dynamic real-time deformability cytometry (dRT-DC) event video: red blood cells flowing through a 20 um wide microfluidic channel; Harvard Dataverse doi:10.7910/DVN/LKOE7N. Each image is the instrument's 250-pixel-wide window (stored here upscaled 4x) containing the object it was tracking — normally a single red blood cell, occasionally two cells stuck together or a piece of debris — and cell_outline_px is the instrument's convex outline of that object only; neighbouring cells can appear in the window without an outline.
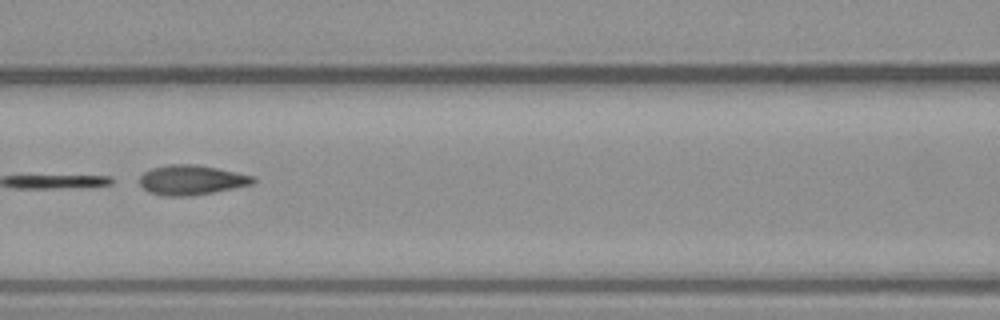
{"species": "common noctule bat (a hibernating species)", "species_latin": "Nyctalus noctula", "temperature_condition": "warm", "stored_images_in_passage": 6, "camera_frame_rate_fps": 3000, "um_per_image_px": 0.085, "animal": {"sex": "male", "body_mass_g": 23.1, "forearm_length_mm": 52.7}, "frame": {"image": 1, "passage_image": 3, "time_ms": 2.333, "image_size_px": [1000, 320], "cell_outline_px": [[256, 180], [252, 184], [212, 192], [188, 196], [168, 196], [148, 192], [140, 184], [140, 176], [144, 172], [152, 168], [168, 164], [196, 164], [256, 176]], "centroid_in_image_um": [16.27, 15.29], "position_along_channel_um": 150.3, "area_um2": 19.54}}
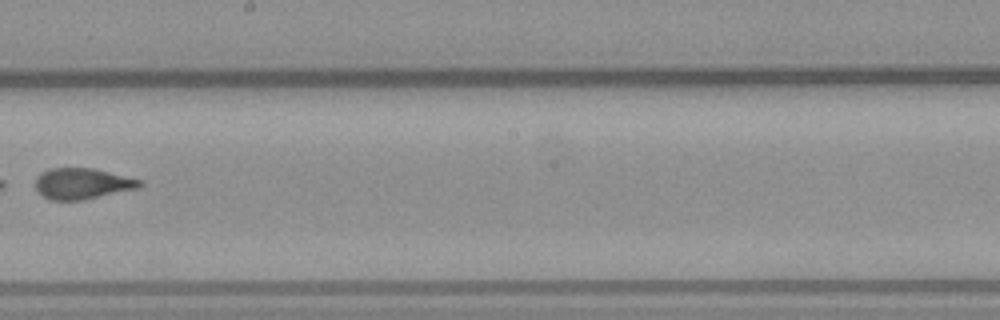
{"frame": {"image": 2, "passage_image": 5, "time_ms": 4.667, "image_size_px": [1000, 320], "cell_outline_px": [[144, 184], [140, 188], [80, 200], [52, 200], [36, 192], [36, 176], [40, 172], [52, 168], [92, 168], [144, 180]], "centroid_in_image_um": [7.01, 15.6], "position_along_channel_um": 241.2, "area_um2": 18.9}}
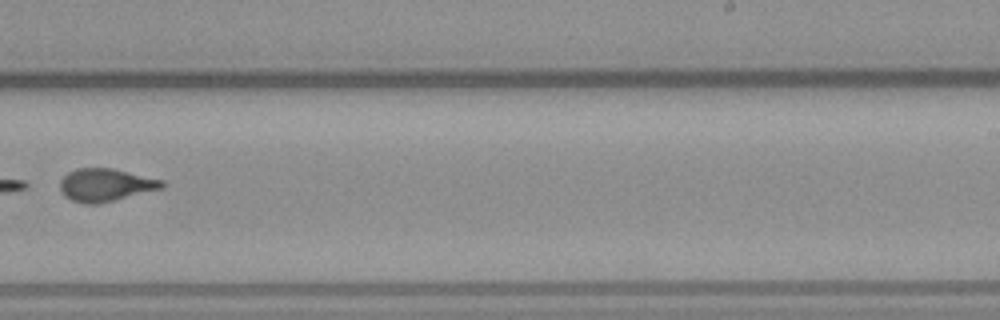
{"frame": {"image": 3, "passage_image": 6, "time_ms": 5.667, "image_size_px": [1000, 320], "cell_outline_px": [[164, 188], [100, 204], [84, 204], [72, 200], [64, 196], [60, 192], [60, 180], [68, 172], [76, 168], [112, 168], [164, 180]], "centroid_in_image_um": [8.97, 15.73], "position_along_channel_um": 280.0, "area_um2": 19.71}}